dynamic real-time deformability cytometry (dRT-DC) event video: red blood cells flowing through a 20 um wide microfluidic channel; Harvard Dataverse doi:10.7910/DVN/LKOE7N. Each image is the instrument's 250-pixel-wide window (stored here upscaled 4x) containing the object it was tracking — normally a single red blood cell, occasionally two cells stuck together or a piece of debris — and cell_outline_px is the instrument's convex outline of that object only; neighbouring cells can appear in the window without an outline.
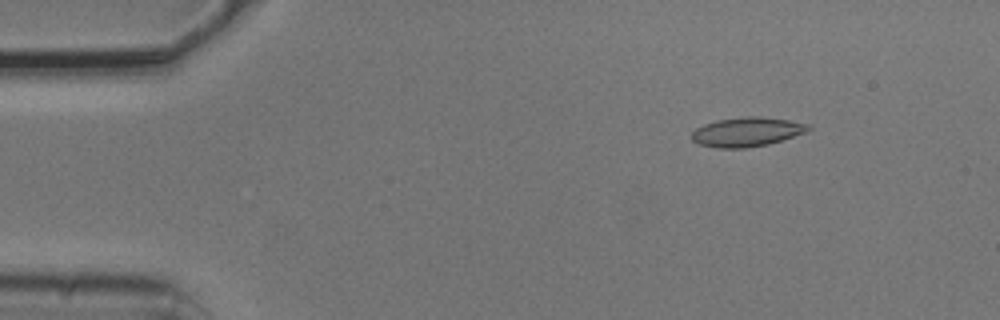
{"species": "common noctule bat (a hibernating species)", "species_latin": "Nyctalus noctula", "temperature_condition": "cold", "stored_images_in_passage": 2, "camera_frame_rate_fps": 3000, "um_per_image_px": 0.085, "animal": {"sex": "male", "body_mass_g": 20.5, "forearm_length_mm": 52.5}, "frame": {"image": 1, "passage_image": 2, "time_ms": 0.333, "image_size_px": [1000, 320], "cell_outline_px": [[812, 128], [804, 132], [768, 144], [744, 148], [716, 148], [700, 144], [692, 140], [692, 132], [696, 128], [704, 124], [716, 120], [744, 116], [760, 116], [788, 120], [808, 124]], "centroid_in_image_um": [63.44, 11.2], "position_along_channel_um": 21.6, "area_um2": 19.71}}